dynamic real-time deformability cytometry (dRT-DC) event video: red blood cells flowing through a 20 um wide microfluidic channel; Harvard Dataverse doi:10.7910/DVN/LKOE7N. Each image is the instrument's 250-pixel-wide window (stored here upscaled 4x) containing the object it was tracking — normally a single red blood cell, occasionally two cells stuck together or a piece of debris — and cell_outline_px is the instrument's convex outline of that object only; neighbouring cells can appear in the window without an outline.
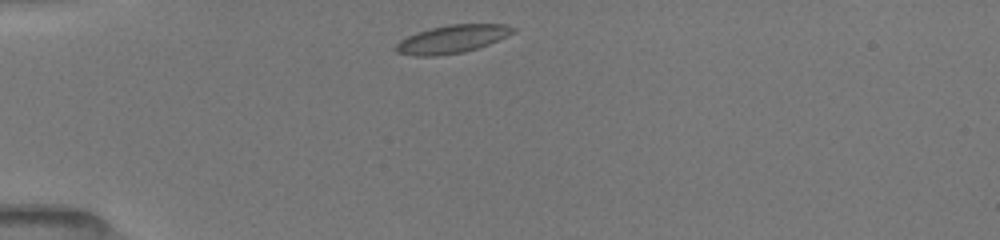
{"species": "common noctule bat (a hibernating species)", "species_latin": "Nyctalus noctula", "temperature_condition": "room temperature", "stored_images_in_passage": 7, "camera_frame_rate_fps": 3000, "um_per_image_px": 0.085, "animal": {"sex": "female", "body_mass_g": 19.5, "forearm_length_mm": 54.1}, "frame": {"image": 1, "passage_image": 1, "time_ms": 0.0, "image_size_px": [1000, 240], "cell_outline_px": [[516, 32], [508, 36], [488, 44], [464, 52], [436, 56], [412, 56], [396, 52], [392, 48], [400, 40], [416, 32], [448, 24], [508, 24], [516, 28]], "centroid_in_image_um": [38.42, 3.32], "position_along_channel_um": 46.6, "area_um2": 19.31}}
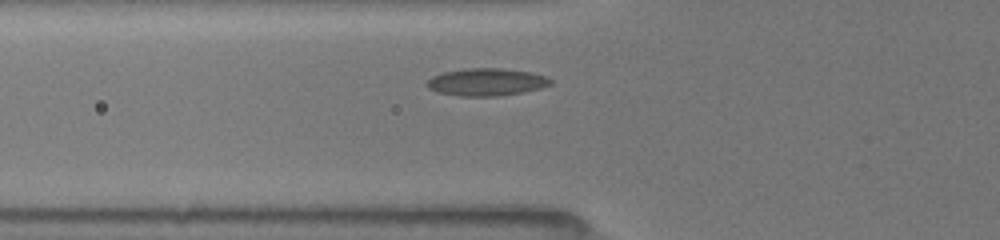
{"frame": {"image": 2, "passage_image": 6, "time_ms": 1.667, "image_size_px": [1000, 240], "cell_outline_px": [[552, 84], [540, 88], [524, 92], [500, 96], [460, 96], [436, 92], [428, 88], [424, 84], [432, 76], [444, 72], [472, 68], [500, 68], [528, 72], [544, 76], [552, 80]], "centroid_in_image_um": [41.32, 6.99], "position_along_channel_um": 84.5, "area_um2": 19.71}}